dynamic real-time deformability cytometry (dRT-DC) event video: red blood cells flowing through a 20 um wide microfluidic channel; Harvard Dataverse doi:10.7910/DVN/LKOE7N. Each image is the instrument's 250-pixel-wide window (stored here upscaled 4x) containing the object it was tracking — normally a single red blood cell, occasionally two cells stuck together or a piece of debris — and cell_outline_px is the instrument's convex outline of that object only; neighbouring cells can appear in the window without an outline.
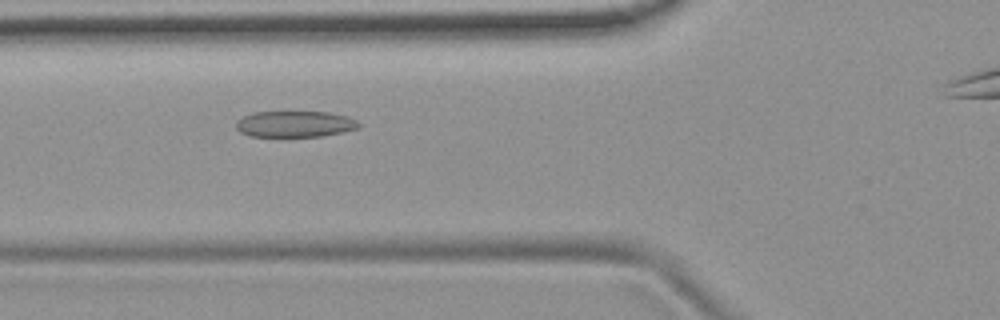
{"species": "common noctule bat (a hibernating species)", "species_latin": "Nyctalus noctula", "temperature_condition": "room temperature", "stored_images_in_passage": 31, "camera_frame_rate_fps": 3000, "um_per_image_px": 0.085, "animal": {"sex": "female", "body_mass_g": 19.9}, "frame": {"image": 1, "passage_image": 3, "time_ms": 0.667, "image_size_px": [1000, 320], "cell_outline_px": [[360, 128], [320, 136], [248, 136], [240, 132], [236, 128], [236, 120], [252, 112], [328, 112], [348, 116], [356, 120], [360, 124]], "centroid_in_image_um": [25.05, 10.54], "position_along_channel_um": 100.8, "area_um2": 18.67}}
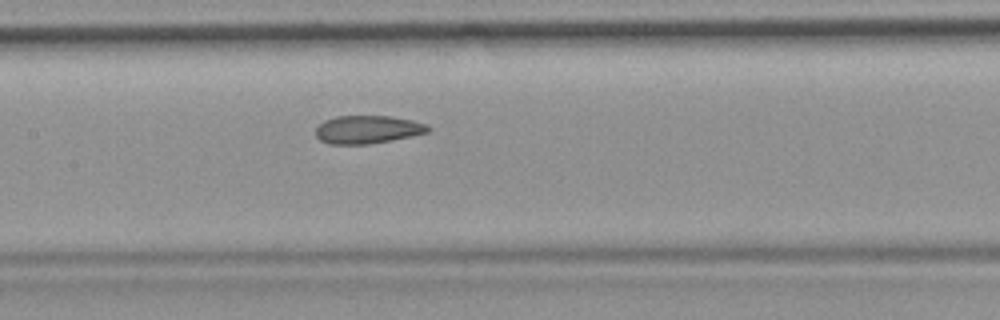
{"frame": {"image": 2, "passage_image": 9, "time_ms": 2.667, "image_size_px": [1000, 320], "cell_outline_px": [[432, 128], [428, 132], [412, 136], [368, 144], [328, 144], [320, 140], [316, 136], [316, 128], [324, 120], [336, 116], [392, 116], [412, 120], [428, 124]], "centroid_in_image_um": [31.26, 11.0], "position_along_channel_um": 176.1, "area_um2": 18.44}}
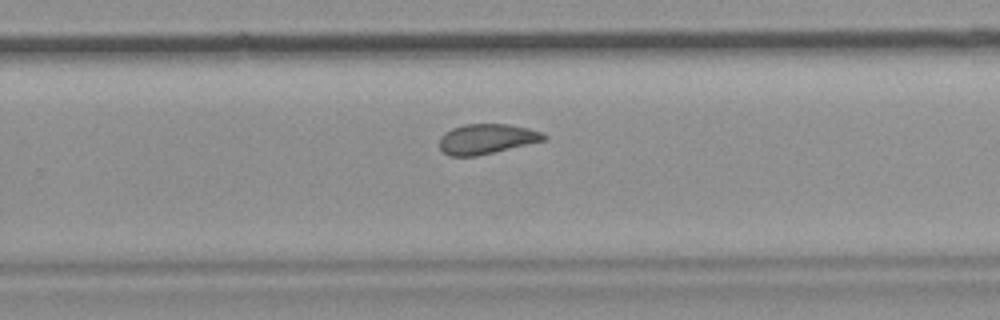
{"frame": {"image": 3, "passage_image": 18, "time_ms": 5.667, "image_size_px": [1000, 320], "cell_outline_px": [[548, 140], [476, 156], [448, 156], [440, 148], [440, 136], [444, 132], [452, 128], [464, 124], [512, 124], [544, 132], [548, 136]], "centroid_in_image_um": [41.41, 11.8], "position_along_channel_um": 288.4, "area_um2": 18.55}}